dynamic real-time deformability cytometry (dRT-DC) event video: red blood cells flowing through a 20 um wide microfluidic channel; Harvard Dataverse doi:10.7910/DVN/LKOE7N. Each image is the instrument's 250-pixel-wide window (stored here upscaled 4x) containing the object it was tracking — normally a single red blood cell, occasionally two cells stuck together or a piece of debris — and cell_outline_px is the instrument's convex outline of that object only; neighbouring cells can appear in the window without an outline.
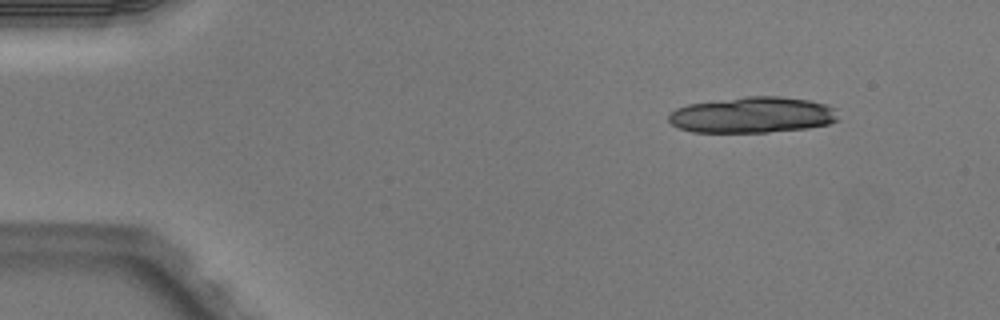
{"species": "Egyptian fruit bat (a non-hibernating species)", "species_latin": "Rousettus aegyptiacus", "temperature_condition": "warm", "stored_images_in_passage": 4, "camera_frame_rate_fps": 3000, "um_per_image_px": 0.085, "animal": {"sex": "male"}, "frame": {"image": 1, "passage_image": 1, "time_ms": 0.0, "image_size_px": [1000, 320], "cell_outline_px": [[840, 120], [828, 124], [808, 128], [768, 132], [692, 132], [680, 128], [672, 124], [668, 120], [668, 112], [676, 108], [688, 104], [744, 96], [780, 96], [808, 100], [828, 104], [836, 108]], "centroid_in_image_um": [63.99, 9.76], "position_along_channel_um": 21.0, "area_um2": 35.95}}